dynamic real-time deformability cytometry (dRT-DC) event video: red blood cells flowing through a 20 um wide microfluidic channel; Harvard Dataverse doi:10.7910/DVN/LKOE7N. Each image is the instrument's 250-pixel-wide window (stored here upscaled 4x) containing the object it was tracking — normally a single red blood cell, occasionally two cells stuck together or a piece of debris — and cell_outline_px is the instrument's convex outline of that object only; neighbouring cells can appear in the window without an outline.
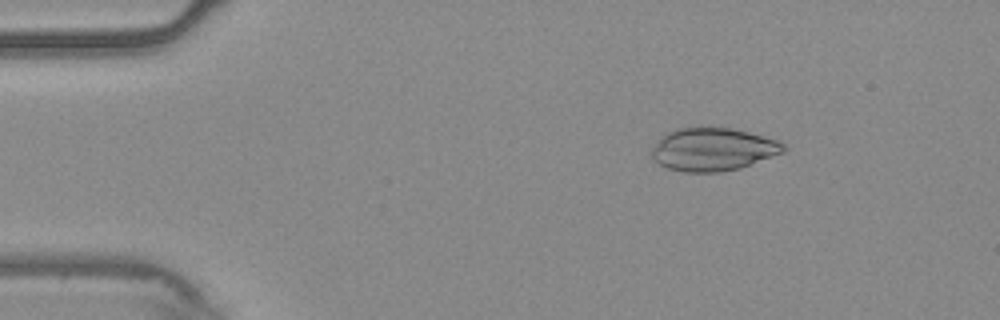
{"species": "common noctule bat (a hibernating species)", "species_latin": "Nyctalus noctula", "temperature_condition": "warm", "stored_images_in_passage": 54, "camera_frame_rate_fps": 3000, "um_per_image_px": 0.085, "animal": {"sex": "male", "body_mass_g": 20.4}, "frame": {"image": 1, "passage_image": 8, "time_ms": 2.333, "image_size_px": [1000, 320], "cell_outline_px": [[788, 148], [784, 152], [740, 168], [720, 172], [684, 172], [668, 168], [652, 160], [652, 148], [660, 136], [676, 128], [732, 128], [780, 140]], "centroid_in_image_um": [60.61, 12.7], "position_along_channel_um": 24.4, "area_um2": 33.06}}
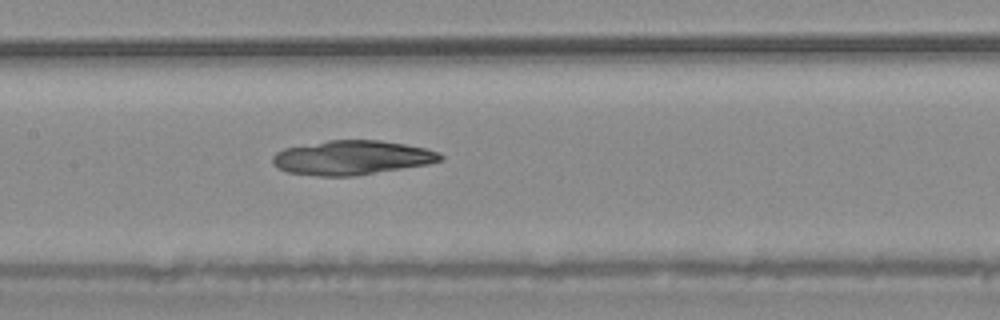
{"frame": {"image": 2, "passage_image": 26, "time_ms": 8.333, "image_size_px": [1000, 320], "cell_outline_px": [[444, 160], [428, 164], [352, 176], [320, 176], [288, 172], [276, 168], [272, 160], [272, 156], [276, 152], [284, 148], [328, 140], [380, 140], [404, 144], [424, 148], [440, 152], [444, 156]], "centroid_in_image_um": [29.91, 13.39], "position_along_channel_um": 177.5, "area_um2": 33.47}}
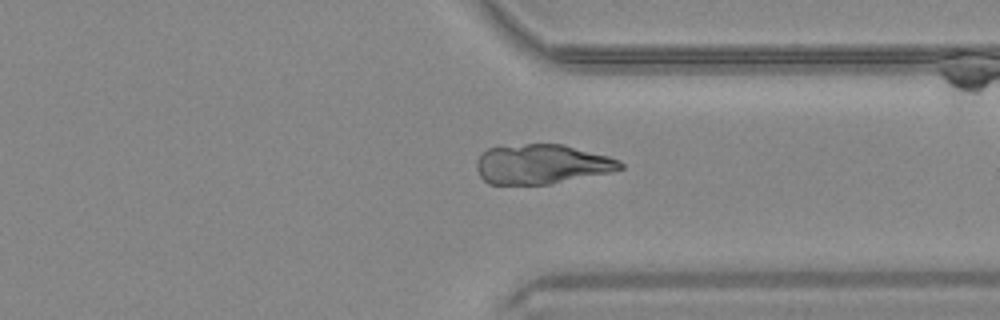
{"frame": {"image": 3, "passage_image": 41, "time_ms": 13.333, "image_size_px": [1000, 320], "cell_outline_px": [[624, 168], [612, 172], [548, 184], [488, 184], [480, 176], [476, 168], [476, 160], [488, 148], [524, 144], [564, 144], [608, 156], [620, 160], [624, 164]], "centroid_in_image_um": [46.07, 13.95], "position_along_channel_um": 365.3, "area_um2": 33.18}}